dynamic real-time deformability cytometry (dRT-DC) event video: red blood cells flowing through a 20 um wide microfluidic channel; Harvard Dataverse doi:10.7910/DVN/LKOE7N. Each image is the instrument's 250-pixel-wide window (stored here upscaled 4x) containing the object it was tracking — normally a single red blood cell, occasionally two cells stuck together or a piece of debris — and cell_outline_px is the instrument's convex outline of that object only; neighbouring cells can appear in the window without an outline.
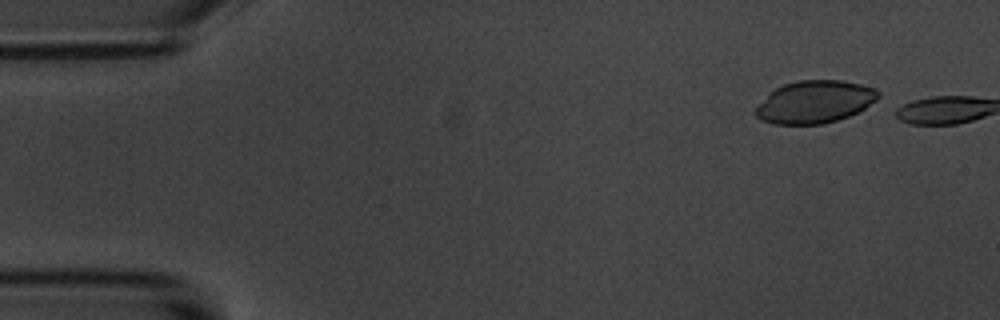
{"species": "common noctule bat (a hibernating species)", "species_latin": "Nyctalus noctula", "temperature_condition": "room temperature", "stored_images_in_passage": 2, "camera_frame_rate_fps": 3000, "um_per_image_px": 0.085, "animal": {"sex": "male", "body_mass_g": 20.1, "forearm_length_mm": 53.5}, "frame": {"image": 1, "passage_image": 1, "time_ms": 0.0, "image_size_px": [1000, 320], "cell_outline_px": [[880, 96], [876, 100], [864, 108], [848, 116], [836, 120], [820, 124], [772, 124], [756, 116], [752, 112], [768, 92], [784, 84], [796, 80], [840, 80], [860, 84], [872, 88], [880, 92]], "centroid_in_image_um": [69.21, 8.65], "position_along_channel_um": 15.8, "area_um2": 30.29}}